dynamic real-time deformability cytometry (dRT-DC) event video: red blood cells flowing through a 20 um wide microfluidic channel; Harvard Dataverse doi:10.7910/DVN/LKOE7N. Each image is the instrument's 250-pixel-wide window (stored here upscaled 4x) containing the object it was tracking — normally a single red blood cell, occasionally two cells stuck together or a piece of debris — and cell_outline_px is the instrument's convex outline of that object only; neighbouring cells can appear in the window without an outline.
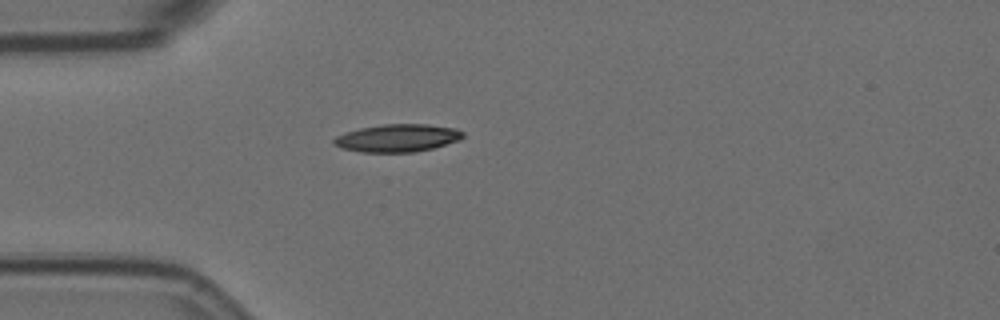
{"species": "Egyptian fruit bat (a non-hibernating species)", "species_latin": "Rousettus aegyptiacus", "temperature_condition": "room temperature", "stored_images_in_passage": 1, "camera_frame_rate_fps": 3000, "um_per_image_px": 0.085, "animal": {"sex": "female"}, "frame": {"image": 1, "passage_image": 1, "time_ms": 0.0, "image_size_px": [1000, 320], "cell_outline_px": [[464, 136], [460, 140], [432, 148], [416, 152], [360, 152], [340, 148], [332, 144], [332, 140], [336, 136], [344, 132], [360, 128], [384, 124], [428, 124], [456, 128], [464, 132]], "centroid_in_image_um": [33.76, 11.73], "position_along_channel_um": 51.2, "area_um2": 21.04}}